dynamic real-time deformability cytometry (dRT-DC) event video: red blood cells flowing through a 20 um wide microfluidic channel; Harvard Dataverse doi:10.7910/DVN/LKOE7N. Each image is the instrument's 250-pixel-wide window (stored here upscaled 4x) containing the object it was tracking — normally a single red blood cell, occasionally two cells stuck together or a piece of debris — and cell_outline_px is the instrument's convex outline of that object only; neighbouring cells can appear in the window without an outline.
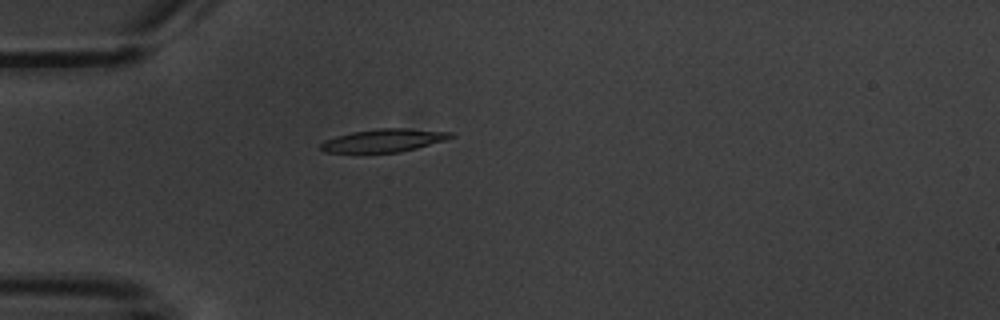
{"species": "common noctule bat (a hibernating species)", "species_latin": "Nyctalus noctula", "temperature_condition": "warm", "stored_images_in_passage": 2, "camera_frame_rate_fps": 3000, "um_per_image_px": 0.085, "animal": {"sex": "male", "body_mass_g": 20.1, "forearm_length_mm": 53.5}, "frame": {"image": 1, "passage_image": 1, "time_ms": 0.0, "image_size_px": [1000, 320], "cell_outline_px": [[456, 136], [444, 140], [416, 148], [400, 152], [324, 152], [320, 148], [320, 144], [324, 140], [336, 136], [352, 132], [380, 128], [404, 128], [452, 132]], "centroid_in_image_um": [32.61, 11.93], "position_along_channel_um": 52.4, "area_um2": 17.22}}